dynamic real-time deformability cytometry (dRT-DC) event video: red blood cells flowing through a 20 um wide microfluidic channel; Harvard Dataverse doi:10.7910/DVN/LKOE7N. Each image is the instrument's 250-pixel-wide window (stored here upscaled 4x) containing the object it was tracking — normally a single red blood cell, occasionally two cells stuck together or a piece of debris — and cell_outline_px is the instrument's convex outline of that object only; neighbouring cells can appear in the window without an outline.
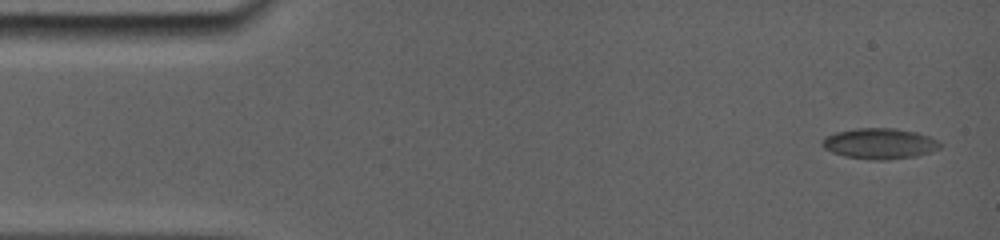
{"species": "common noctule bat (a hibernating species)", "species_latin": "Nyctalus noctula", "temperature_condition": "room temperature", "stored_images_in_passage": 9, "camera_frame_rate_fps": 5000, "um_per_image_px": 0.085, "animal": {"sex": "female", "body_mass_g": 19.0, "forearm_length_mm": 56.7}, "frame": {"image": 1, "passage_image": 1, "time_ms": 0.0, "image_size_px": [1000, 240], "cell_outline_px": [[932, 140], [904, 156], [848, 156], [836, 152], [828, 148], [824, 144], [824, 140], [828, 136], [840, 132], [860, 128], [892, 128], [912, 132], [924, 136]], "centroid_in_image_um": [74.4, 12.09], "position_along_channel_um": 10.6, "area_um2": 16.94}}